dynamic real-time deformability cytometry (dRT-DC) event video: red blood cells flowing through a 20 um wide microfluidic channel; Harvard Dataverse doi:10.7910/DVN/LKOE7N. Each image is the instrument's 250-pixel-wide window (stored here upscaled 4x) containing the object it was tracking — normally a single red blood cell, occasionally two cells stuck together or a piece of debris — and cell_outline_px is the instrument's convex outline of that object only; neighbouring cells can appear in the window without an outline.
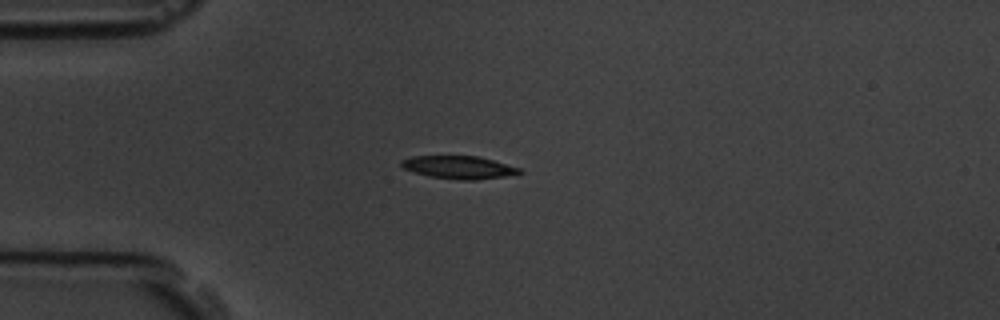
{"species": "common noctule bat (a hibernating species)", "species_latin": "Nyctalus noctula", "temperature_condition": "room temperature", "stored_images_in_passage": 4, "camera_frame_rate_fps": 3000, "um_per_image_px": 0.085, "animal": {"sex": "male", "body_mass_g": 19.5, "forearm_length_mm": 54.6}, "frame": {"image": 1, "passage_image": 4, "time_ms": 3.667, "image_size_px": [1000, 320], "cell_outline_px": [[524, 172], [504, 176], [476, 180], [460, 180], [428, 176], [404, 168], [400, 164], [400, 160], [412, 156], [476, 156], [492, 160], [520, 168]], "centroid_in_image_um": [38.98, 14.22], "position_along_channel_um": 46.0, "area_um2": 15.55}}